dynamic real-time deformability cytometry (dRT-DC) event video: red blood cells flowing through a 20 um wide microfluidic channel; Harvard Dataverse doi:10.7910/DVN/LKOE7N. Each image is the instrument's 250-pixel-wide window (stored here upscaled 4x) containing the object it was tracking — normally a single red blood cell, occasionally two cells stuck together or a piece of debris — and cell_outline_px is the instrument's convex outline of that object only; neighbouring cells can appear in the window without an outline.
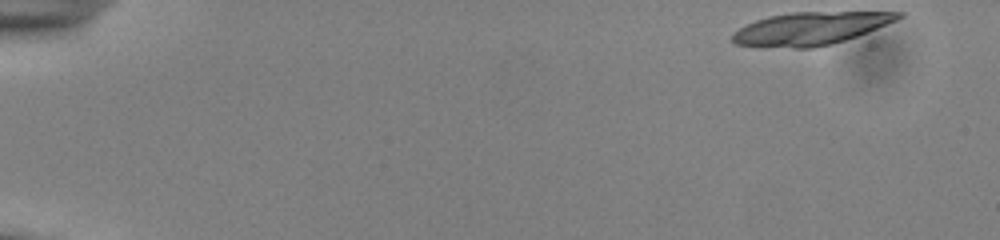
{"species": "common noctule bat (a hibernating species)", "species_latin": "Nyctalus noctula", "temperature_condition": "cold", "stored_images_in_passage": 18, "camera_frame_rate_fps": 3000, "um_per_image_px": 0.085, "animal": {"sex": "male", "body_mass_g": 13.0, "forearm_length_mm": 53.1}, "frame": {"image": 1, "passage_image": 1, "time_ms": 0.0, "image_size_px": [1000, 240], "cell_outline_px": [[904, 16], [896, 20], [868, 32], [832, 44], [812, 48], [764, 48], [736, 44], [732, 40], [732, 36], [740, 28], [756, 20], [768, 16], [792, 12], [904, 12]], "centroid_in_image_um": [68.87, 2.44], "position_along_channel_um": 16.1, "area_um2": 31.67}}